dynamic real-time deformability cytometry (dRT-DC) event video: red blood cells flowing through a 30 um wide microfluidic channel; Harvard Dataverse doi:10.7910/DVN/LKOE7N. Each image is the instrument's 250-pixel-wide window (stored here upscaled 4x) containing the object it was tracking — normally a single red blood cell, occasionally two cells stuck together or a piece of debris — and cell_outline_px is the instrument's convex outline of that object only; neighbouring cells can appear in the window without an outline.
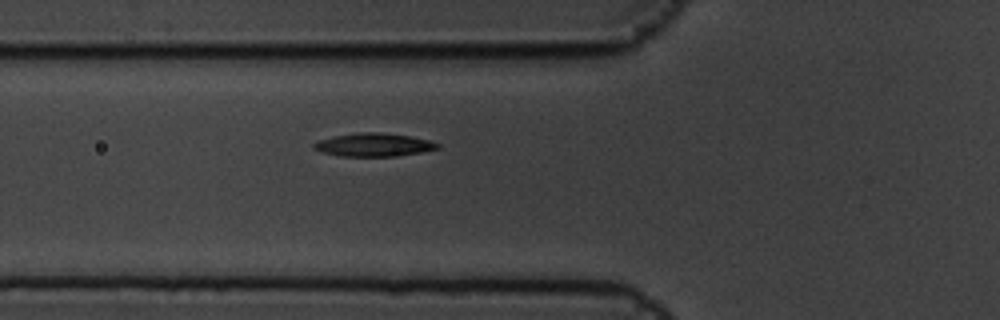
{"species": "common noctule bat (a hibernating species)", "species_latin": "Nyctalus noctula", "temperature_condition": "cold", "stored_images_in_passage": 7, "camera_frame_rate_fps": 3000, "um_per_image_px": 0.085, "animal": {"sex": "male", "body_mass_g": 19.5, "forearm_length_mm": 54.6}, "frame": {"image": 1, "passage_image": 7, "time_ms": 2.0, "image_size_px": [1000, 320], "cell_outline_px": [[440, 148], [400, 156], [340, 156], [324, 152], [312, 148], [312, 144], [316, 140], [332, 136], [360, 132], [380, 132], [408, 136], [432, 140], [440, 144]], "centroid_in_image_um": [31.76, 12.3], "position_along_channel_um": 94.0, "area_um2": 16.88}}